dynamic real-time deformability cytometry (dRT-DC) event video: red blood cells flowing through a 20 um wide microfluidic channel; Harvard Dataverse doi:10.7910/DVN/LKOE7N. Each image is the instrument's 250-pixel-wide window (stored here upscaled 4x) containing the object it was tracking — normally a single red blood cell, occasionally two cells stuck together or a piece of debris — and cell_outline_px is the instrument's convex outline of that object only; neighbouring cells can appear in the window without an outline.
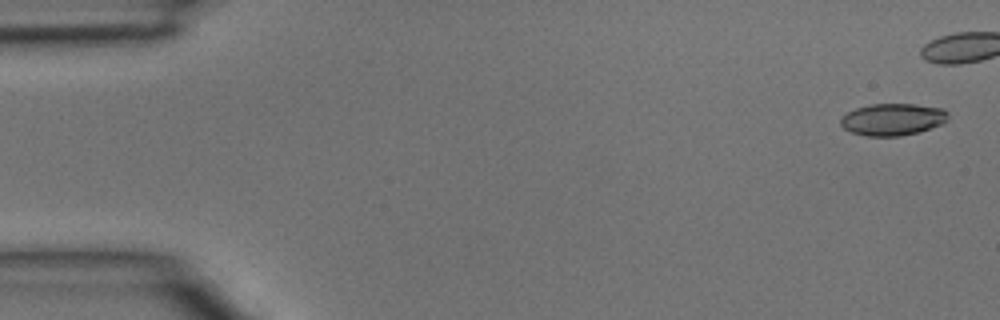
{"species": "common noctule bat (a hibernating species)", "species_latin": "Nyctalus noctula", "temperature_condition": "room temperature", "stored_images_in_passage": 5, "segment_of_instrument_passage": [2, 2], "camera_frame_rate_fps": 3000, "um_per_image_px": 0.085, "animal": {"sex": "male", "body_mass_g": 15.6}, "frame": {"image": 1, "passage_image": 5, "time_ms": 1.333, "image_size_px": [1000, 320], "cell_outline_px": [[948, 120], [944, 124], [920, 132], [900, 136], [868, 136], [852, 132], [844, 128], [840, 124], [840, 120], [848, 112], [856, 108], [872, 104], [916, 104], [944, 108], [948, 112]], "centroid_in_image_um": [75.94, 10.15], "position_along_channel_um": 9.1, "area_um2": 20.17}}